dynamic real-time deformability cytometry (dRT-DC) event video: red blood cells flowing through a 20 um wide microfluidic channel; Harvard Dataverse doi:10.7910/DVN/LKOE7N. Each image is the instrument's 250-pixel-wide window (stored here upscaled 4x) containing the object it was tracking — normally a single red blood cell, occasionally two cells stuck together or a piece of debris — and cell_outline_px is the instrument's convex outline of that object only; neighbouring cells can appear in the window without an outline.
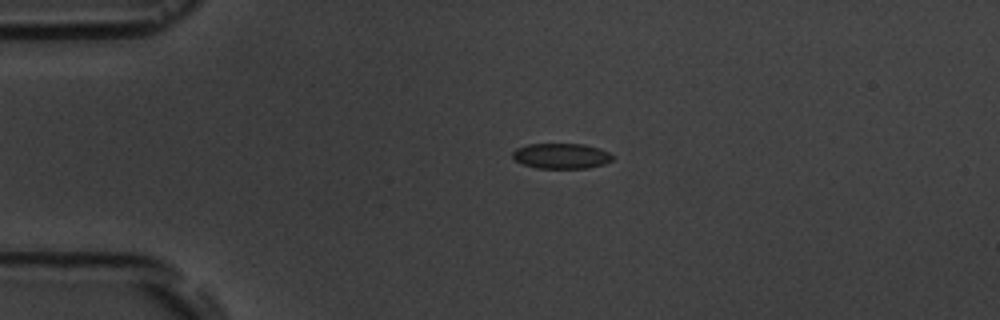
{"species": "common noctule bat (a hibernating species)", "species_latin": "Nyctalus noctula", "temperature_condition": "room temperature", "stored_images_in_passage": 2, "camera_frame_rate_fps": 3000, "um_per_image_px": 0.085, "animal": {"sex": "male", "body_mass_g": 19.5, "forearm_length_mm": 54.6}, "frame": {"image": 1, "passage_image": 1, "time_ms": 0.0, "image_size_px": [1000, 320], "cell_outline_px": [[612, 160], [604, 164], [588, 168], [536, 168], [524, 164], [516, 160], [512, 156], [512, 152], [516, 148], [528, 144], [584, 144], [600, 148], [608, 152], [612, 156]], "centroid_in_image_um": [47.71, 13.25], "position_along_channel_um": 37.3, "area_um2": 14.74}}
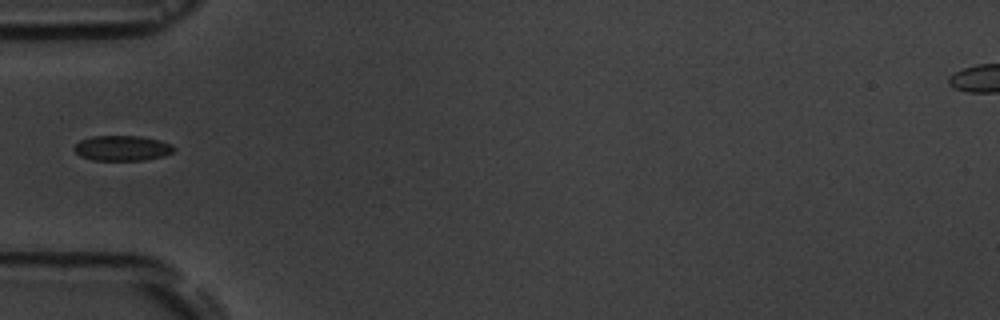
{"frame": {"image": 2, "passage_image": 2, "time_ms": 2.0, "image_size_px": [1000, 320], "cell_outline_px": [[176, 148], [172, 152], [164, 156], [144, 160], [92, 160], [80, 156], [72, 148], [80, 140], [92, 136], [140, 136], [160, 140], [172, 144]], "centroid_in_image_um": [10.39, 12.59], "position_along_channel_um": 74.6, "area_um2": 14.74}}